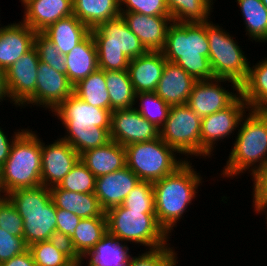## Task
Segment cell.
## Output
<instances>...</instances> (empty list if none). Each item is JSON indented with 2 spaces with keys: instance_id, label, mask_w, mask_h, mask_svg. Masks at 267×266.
Segmentation results:
<instances>
[{
  "instance_id": "6da1fadb",
  "label": "cell",
  "mask_w": 267,
  "mask_h": 266,
  "mask_svg": "<svg viewBox=\"0 0 267 266\" xmlns=\"http://www.w3.org/2000/svg\"><path fill=\"white\" fill-rule=\"evenodd\" d=\"M52 116L57 117L65 129L60 138L79 155L110 141L111 111L92 106L74 93L52 112Z\"/></svg>"
},
{
  "instance_id": "7a4b0ae2",
  "label": "cell",
  "mask_w": 267,
  "mask_h": 266,
  "mask_svg": "<svg viewBox=\"0 0 267 266\" xmlns=\"http://www.w3.org/2000/svg\"><path fill=\"white\" fill-rule=\"evenodd\" d=\"M192 164L185 161L173 173L153 182L156 218L169 236L174 235V228L184 220L188 206L197 198L198 189L204 186L205 179Z\"/></svg>"
},
{
  "instance_id": "3957f363",
  "label": "cell",
  "mask_w": 267,
  "mask_h": 266,
  "mask_svg": "<svg viewBox=\"0 0 267 266\" xmlns=\"http://www.w3.org/2000/svg\"><path fill=\"white\" fill-rule=\"evenodd\" d=\"M233 146L219 178L248 177L267 164V111L248 110L236 132ZM250 174V175H249Z\"/></svg>"
},
{
  "instance_id": "277c9868",
  "label": "cell",
  "mask_w": 267,
  "mask_h": 266,
  "mask_svg": "<svg viewBox=\"0 0 267 266\" xmlns=\"http://www.w3.org/2000/svg\"><path fill=\"white\" fill-rule=\"evenodd\" d=\"M162 53L167 61L179 65L196 81L215 78L208 58L206 22H172L167 29Z\"/></svg>"
},
{
  "instance_id": "5b68a950",
  "label": "cell",
  "mask_w": 267,
  "mask_h": 266,
  "mask_svg": "<svg viewBox=\"0 0 267 266\" xmlns=\"http://www.w3.org/2000/svg\"><path fill=\"white\" fill-rule=\"evenodd\" d=\"M27 127L12 144L9 157L0 170V190L10 192L42 185L40 133Z\"/></svg>"
},
{
  "instance_id": "8992f818",
  "label": "cell",
  "mask_w": 267,
  "mask_h": 266,
  "mask_svg": "<svg viewBox=\"0 0 267 266\" xmlns=\"http://www.w3.org/2000/svg\"><path fill=\"white\" fill-rule=\"evenodd\" d=\"M23 219V238L30 245L49 240L56 230L57 208L48 187L17 189L6 195Z\"/></svg>"
},
{
  "instance_id": "52a82bcc",
  "label": "cell",
  "mask_w": 267,
  "mask_h": 266,
  "mask_svg": "<svg viewBox=\"0 0 267 266\" xmlns=\"http://www.w3.org/2000/svg\"><path fill=\"white\" fill-rule=\"evenodd\" d=\"M90 32L97 47L99 69L127 70L131 59L147 52L122 16L102 22Z\"/></svg>"
},
{
  "instance_id": "ba28073f",
  "label": "cell",
  "mask_w": 267,
  "mask_h": 266,
  "mask_svg": "<svg viewBox=\"0 0 267 266\" xmlns=\"http://www.w3.org/2000/svg\"><path fill=\"white\" fill-rule=\"evenodd\" d=\"M107 232L121 242L145 249H155L169 244L170 237L157 221L155 213L129 210L122 205L105 212Z\"/></svg>"
},
{
  "instance_id": "9c48e42d",
  "label": "cell",
  "mask_w": 267,
  "mask_h": 266,
  "mask_svg": "<svg viewBox=\"0 0 267 266\" xmlns=\"http://www.w3.org/2000/svg\"><path fill=\"white\" fill-rule=\"evenodd\" d=\"M206 33L214 77L229 79L241 86L247 79L250 64L245 51L228 30L211 19L206 22Z\"/></svg>"
},
{
  "instance_id": "30bf717a",
  "label": "cell",
  "mask_w": 267,
  "mask_h": 266,
  "mask_svg": "<svg viewBox=\"0 0 267 266\" xmlns=\"http://www.w3.org/2000/svg\"><path fill=\"white\" fill-rule=\"evenodd\" d=\"M126 166L141 180L155 182L173 173L186 160L160 137L125 146ZM178 156V157H177Z\"/></svg>"
},
{
  "instance_id": "8fae6325",
  "label": "cell",
  "mask_w": 267,
  "mask_h": 266,
  "mask_svg": "<svg viewBox=\"0 0 267 266\" xmlns=\"http://www.w3.org/2000/svg\"><path fill=\"white\" fill-rule=\"evenodd\" d=\"M201 121L187 104L171 106L160 128V138L186 161L200 159Z\"/></svg>"
},
{
  "instance_id": "7c38bea8",
  "label": "cell",
  "mask_w": 267,
  "mask_h": 266,
  "mask_svg": "<svg viewBox=\"0 0 267 266\" xmlns=\"http://www.w3.org/2000/svg\"><path fill=\"white\" fill-rule=\"evenodd\" d=\"M248 104L240 94L228 107L202 117L200 132V158L211 159L218 143L233 139L243 116L248 112ZM235 133V134H234ZM232 135V137H230ZM225 141H224V140ZM215 151V152H214Z\"/></svg>"
},
{
  "instance_id": "4fadbf2b",
  "label": "cell",
  "mask_w": 267,
  "mask_h": 266,
  "mask_svg": "<svg viewBox=\"0 0 267 266\" xmlns=\"http://www.w3.org/2000/svg\"><path fill=\"white\" fill-rule=\"evenodd\" d=\"M240 94V86L232 80L221 78L200 80L193 85L187 105L202 118L228 107Z\"/></svg>"
},
{
  "instance_id": "5bb4252c",
  "label": "cell",
  "mask_w": 267,
  "mask_h": 266,
  "mask_svg": "<svg viewBox=\"0 0 267 266\" xmlns=\"http://www.w3.org/2000/svg\"><path fill=\"white\" fill-rule=\"evenodd\" d=\"M35 94L21 107L30 106L51 113L70 95L74 93V85L68 76L55 71L48 64L39 61L37 69Z\"/></svg>"
},
{
  "instance_id": "9a60e30c",
  "label": "cell",
  "mask_w": 267,
  "mask_h": 266,
  "mask_svg": "<svg viewBox=\"0 0 267 266\" xmlns=\"http://www.w3.org/2000/svg\"><path fill=\"white\" fill-rule=\"evenodd\" d=\"M160 137V129L146 120L134 107L111 112L110 140L127 146Z\"/></svg>"
},
{
  "instance_id": "2e32d148",
  "label": "cell",
  "mask_w": 267,
  "mask_h": 266,
  "mask_svg": "<svg viewBox=\"0 0 267 266\" xmlns=\"http://www.w3.org/2000/svg\"><path fill=\"white\" fill-rule=\"evenodd\" d=\"M39 55L35 47L22 55L5 71L11 103L21 107L35 94Z\"/></svg>"
},
{
  "instance_id": "e0dca14e",
  "label": "cell",
  "mask_w": 267,
  "mask_h": 266,
  "mask_svg": "<svg viewBox=\"0 0 267 266\" xmlns=\"http://www.w3.org/2000/svg\"><path fill=\"white\" fill-rule=\"evenodd\" d=\"M41 181L45 187L58 185L79 160V153L60 137L52 143L41 140Z\"/></svg>"
},
{
  "instance_id": "ac0fdd59",
  "label": "cell",
  "mask_w": 267,
  "mask_h": 266,
  "mask_svg": "<svg viewBox=\"0 0 267 266\" xmlns=\"http://www.w3.org/2000/svg\"><path fill=\"white\" fill-rule=\"evenodd\" d=\"M140 179L127 167L96 178L94 194L104 212L120 206Z\"/></svg>"
},
{
  "instance_id": "d6986e66",
  "label": "cell",
  "mask_w": 267,
  "mask_h": 266,
  "mask_svg": "<svg viewBox=\"0 0 267 266\" xmlns=\"http://www.w3.org/2000/svg\"><path fill=\"white\" fill-rule=\"evenodd\" d=\"M129 29L147 51H162L171 16H147L136 12H120Z\"/></svg>"
},
{
  "instance_id": "ffe728a7",
  "label": "cell",
  "mask_w": 267,
  "mask_h": 266,
  "mask_svg": "<svg viewBox=\"0 0 267 266\" xmlns=\"http://www.w3.org/2000/svg\"><path fill=\"white\" fill-rule=\"evenodd\" d=\"M17 22L0 26V69L4 71L34 47L36 32L22 21Z\"/></svg>"
},
{
  "instance_id": "44dd1931",
  "label": "cell",
  "mask_w": 267,
  "mask_h": 266,
  "mask_svg": "<svg viewBox=\"0 0 267 266\" xmlns=\"http://www.w3.org/2000/svg\"><path fill=\"white\" fill-rule=\"evenodd\" d=\"M21 21L42 33L56 21L73 15V0H30L25 3Z\"/></svg>"
},
{
  "instance_id": "7402d4cb",
  "label": "cell",
  "mask_w": 267,
  "mask_h": 266,
  "mask_svg": "<svg viewBox=\"0 0 267 266\" xmlns=\"http://www.w3.org/2000/svg\"><path fill=\"white\" fill-rule=\"evenodd\" d=\"M165 64L162 51H147L131 59L127 71L135 93L156 91Z\"/></svg>"
},
{
  "instance_id": "603a6c76",
  "label": "cell",
  "mask_w": 267,
  "mask_h": 266,
  "mask_svg": "<svg viewBox=\"0 0 267 266\" xmlns=\"http://www.w3.org/2000/svg\"><path fill=\"white\" fill-rule=\"evenodd\" d=\"M195 82L196 80L179 65L166 60L155 92L170 106L187 104Z\"/></svg>"
},
{
  "instance_id": "cb8c5ba5",
  "label": "cell",
  "mask_w": 267,
  "mask_h": 266,
  "mask_svg": "<svg viewBox=\"0 0 267 266\" xmlns=\"http://www.w3.org/2000/svg\"><path fill=\"white\" fill-rule=\"evenodd\" d=\"M79 159L98 178L126 166L125 147L110 140L103 146L81 153Z\"/></svg>"
},
{
  "instance_id": "d4e9b609",
  "label": "cell",
  "mask_w": 267,
  "mask_h": 266,
  "mask_svg": "<svg viewBox=\"0 0 267 266\" xmlns=\"http://www.w3.org/2000/svg\"><path fill=\"white\" fill-rule=\"evenodd\" d=\"M65 62L73 85L98 69L97 47L91 32L65 55Z\"/></svg>"
},
{
  "instance_id": "484cf974",
  "label": "cell",
  "mask_w": 267,
  "mask_h": 266,
  "mask_svg": "<svg viewBox=\"0 0 267 266\" xmlns=\"http://www.w3.org/2000/svg\"><path fill=\"white\" fill-rule=\"evenodd\" d=\"M49 189L56 208L69 211L81 219L106 217L94 193L72 192L61 189L57 185Z\"/></svg>"
},
{
  "instance_id": "4316f807",
  "label": "cell",
  "mask_w": 267,
  "mask_h": 266,
  "mask_svg": "<svg viewBox=\"0 0 267 266\" xmlns=\"http://www.w3.org/2000/svg\"><path fill=\"white\" fill-rule=\"evenodd\" d=\"M60 51L67 55L89 33L90 29L74 15L60 19L42 32Z\"/></svg>"
},
{
  "instance_id": "83f0119b",
  "label": "cell",
  "mask_w": 267,
  "mask_h": 266,
  "mask_svg": "<svg viewBox=\"0 0 267 266\" xmlns=\"http://www.w3.org/2000/svg\"><path fill=\"white\" fill-rule=\"evenodd\" d=\"M129 246V244L119 241L107 232L93 250L83 258V265L126 266L131 256L129 250L132 247Z\"/></svg>"
},
{
  "instance_id": "f1b7e54d",
  "label": "cell",
  "mask_w": 267,
  "mask_h": 266,
  "mask_svg": "<svg viewBox=\"0 0 267 266\" xmlns=\"http://www.w3.org/2000/svg\"><path fill=\"white\" fill-rule=\"evenodd\" d=\"M241 95L249 109L267 111V57L249 64L247 79L240 86Z\"/></svg>"
},
{
  "instance_id": "f546056e",
  "label": "cell",
  "mask_w": 267,
  "mask_h": 266,
  "mask_svg": "<svg viewBox=\"0 0 267 266\" xmlns=\"http://www.w3.org/2000/svg\"><path fill=\"white\" fill-rule=\"evenodd\" d=\"M73 15L92 29L121 16L120 0H73Z\"/></svg>"
},
{
  "instance_id": "4dcf8cb0",
  "label": "cell",
  "mask_w": 267,
  "mask_h": 266,
  "mask_svg": "<svg viewBox=\"0 0 267 266\" xmlns=\"http://www.w3.org/2000/svg\"><path fill=\"white\" fill-rule=\"evenodd\" d=\"M243 17L245 35L255 44L267 43V9L261 0H235Z\"/></svg>"
},
{
  "instance_id": "1f68e13d",
  "label": "cell",
  "mask_w": 267,
  "mask_h": 266,
  "mask_svg": "<svg viewBox=\"0 0 267 266\" xmlns=\"http://www.w3.org/2000/svg\"><path fill=\"white\" fill-rule=\"evenodd\" d=\"M216 0H166L174 23H204L212 19Z\"/></svg>"
},
{
  "instance_id": "d6a6232c",
  "label": "cell",
  "mask_w": 267,
  "mask_h": 266,
  "mask_svg": "<svg viewBox=\"0 0 267 266\" xmlns=\"http://www.w3.org/2000/svg\"><path fill=\"white\" fill-rule=\"evenodd\" d=\"M74 94L86 103L110 110L105 70L97 69L74 85Z\"/></svg>"
},
{
  "instance_id": "836d02e7",
  "label": "cell",
  "mask_w": 267,
  "mask_h": 266,
  "mask_svg": "<svg viewBox=\"0 0 267 266\" xmlns=\"http://www.w3.org/2000/svg\"><path fill=\"white\" fill-rule=\"evenodd\" d=\"M110 111L134 107L135 91L127 70L105 71Z\"/></svg>"
},
{
  "instance_id": "e575fe53",
  "label": "cell",
  "mask_w": 267,
  "mask_h": 266,
  "mask_svg": "<svg viewBox=\"0 0 267 266\" xmlns=\"http://www.w3.org/2000/svg\"><path fill=\"white\" fill-rule=\"evenodd\" d=\"M106 233V217L81 219L75 228V233L72 237L77 253L82 258L86 257Z\"/></svg>"
},
{
  "instance_id": "d590c367",
  "label": "cell",
  "mask_w": 267,
  "mask_h": 266,
  "mask_svg": "<svg viewBox=\"0 0 267 266\" xmlns=\"http://www.w3.org/2000/svg\"><path fill=\"white\" fill-rule=\"evenodd\" d=\"M134 108L146 120L153 123L160 129L168 118L171 106L162 100L155 91H153L135 93Z\"/></svg>"
},
{
  "instance_id": "8d00e7d4",
  "label": "cell",
  "mask_w": 267,
  "mask_h": 266,
  "mask_svg": "<svg viewBox=\"0 0 267 266\" xmlns=\"http://www.w3.org/2000/svg\"><path fill=\"white\" fill-rule=\"evenodd\" d=\"M171 245L169 243L159 248L146 249L136 256L131 254L126 266H177L179 251H175L177 247Z\"/></svg>"
},
{
  "instance_id": "74e56055",
  "label": "cell",
  "mask_w": 267,
  "mask_h": 266,
  "mask_svg": "<svg viewBox=\"0 0 267 266\" xmlns=\"http://www.w3.org/2000/svg\"><path fill=\"white\" fill-rule=\"evenodd\" d=\"M95 185L96 177L79 159L57 186L72 192L94 193Z\"/></svg>"
},
{
  "instance_id": "f35d334b",
  "label": "cell",
  "mask_w": 267,
  "mask_h": 266,
  "mask_svg": "<svg viewBox=\"0 0 267 266\" xmlns=\"http://www.w3.org/2000/svg\"><path fill=\"white\" fill-rule=\"evenodd\" d=\"M129 210L142 211V213H155L154 189L150 181H140L121 204Z\"/></svg>"
},
{
  "instance_id": "ab89813d",
  "label": "cell",
  "mask_w": 267,
  "mask_h": 266,
  "mask_svg": "<svg viewBox=\"0 0 267 266\" xmlns=\"http://www.w3.org/2000/svg\"><path fill=\"white\" fill-rule=\"evenodd\" d=\"M36 266H76L66 255L57 250L49 240L28 247Z\"/></svg>"
},
{
  "instance_id": "60d3db41",
  "label": "cell",
  "mask_w": 267,
  "mask_h": 266,
  "mask_svg": "<svg viewBox=\"0 0 267 266\" xmlns=\"http://www.w3.org/2000/svg\"><path fill=\"white\" fill-rule=\"evenodd\" d=\"M34 47L38 52L40 61L48 64L55 71L67 75L65 55L61 54L43 33H36Z\"/></svg>"
},
{
  "instance_id": "b9f144b4",
  "label": "cell",
  "mask_w": 267,
  "mask_h": 266,
  "mask_svg": "<svg viewBox=\"0 0 267 266\" xmlns=\"http://www.w3.org/2000/svg\"><path fill=\"white\" fill-rule=\"evenodd\" d=\"M0 228L14 236L23 237V219L7 196L0 200Z\"/></svg>"
},
{
  "instance_id": "7bdbcfd3",
  "label": "cell",
  "mask_w": 267,
  "mask_h": 266,
  "mask_svg": "<svg viewBox=\"0 0 267 266\" xmlns=\"http://www.w3.org/2000/svg\"><path fill=\"white\" fill-rule=\"evenodd\" d=\"M120 12H136L147 16H170L166 0H120Z\"/></svg>"
},
{
  "instance_id": "ee69618b",
  "label": "cell",
  "mask_w": 267,
  "mask_h": 266,
  "mask_svg": "<svg viewBox=\"0 0 267 266\" xmlns=\"http://www.w3.org/2000/svg\"><path fill=\"white\" fill-rule=\"evenodd\" d=\"M28 250L23 237L14 236L0 228V263Z\"/></svg>"
},
{
  "instance_id": "f6af8a7d",
  "label": "cell",
  "mask_w": 267,
  "mask_h": 266,
  "mask_svg": "<svg viewBox=\"0 0 267 266\" xmlns=\"http://www.w3.org/2000/svg\"><path fill=\"white\" fill-rule=\"evenodd\" d=\"M252 179V207L253 211L258 212L267 204V164L257 170L251 177Z\"/></svg>"
},
{
  "instance_id": "bcb514c9",
  "label": "cell",
  "mask_w": 267,
  "mask_h": 266,
  "mask_svg": "<svg viewBox=\"0 0 267 266\" xmlns=\"http://www.w3.org/2000/svg\"><path fill=\"white\" fill-rule=\"evenodd\" d=\"M52 245L66 255L76 266H83V258L77 253L73 240L67 234L55 230L49 237Z\"/></svg>"
},
{
  "instance_id": "7dc6e473",
  "label": "cell",
  "mask_w": 267,
  "mask_h": 266,
  "mask_svg": "<svg viewBox=\"0 0 267 266\" xmlns=\"http://www.w3.org/2000/svg\"><path fill=\"white\" fill-rule=\"evenodd\" d=\"M56 217V230L67 234L72 238L75 233V228L77 227L81 218L62 208H57Z\"/></svg>"
},
{
  "instance_id": "c3c4849f",
  "label": "cell",
  "mask_w": 267,
  "mask_h": 266,
  "mask_svg": "<svg viewBox=\"0 0 267 266\" xmlns=\"http://www.w3.org/2000/svg\"><path fill=\"white\" fill-rule=\"evenodd\" d=\"M1 124V123H0ZM26 128L16 129L13 131V135L8 136V132H4L5 129L0 126V170L3 168L5 161L9 157L12 144L15 139L25 130ZM9 137V138H8Z\"/></svg>"
},
{
  "instance_id": "681fc988",
  "label": "cell",
  "mask_w": 267,
  "mask_h": 266,
  "mask_svg": "<svg viewBox=\"0 0 267 266\" xmlns=\"http://www.w3.org/2000/svg\"><path fill=\"white\" fill-rule=\"evenodd\" d=\"M0 266H36L29 250L11 258L8 261L0 263Z\"/></svg>"
},
{
  "instance_id": "f907efd6",
  "label": "cell",
  "mask_w": 267,
  "mask_h": 266,
  "mask_svg": "<svg viewBox=\"0 0 267 266\" xmlns=\"http://www.w3.org/2000/svg\"><path fill=\"white\" fill-rule=\"evenodd\" d=\"M4 101H10V104L12 105L6 86L5 71L0 69V106L3 104Z\"/></svg>"
},
{
  "instance_id": "816d5d0a",
  "label": "cell",
  "mask_w": 267,
  "mask_h": 266,
  "mask_svg": "<svg viewBox=\"0 0 267 266\" xmlns=\"http://www.w3.org/2000/svg\"><path fill=\"white\" fill-rule=\"evenodd\" d=\"M264 214H267V204L258 212L257 216L258 215H262L263 216Z\"/></svg>"
},
{
  "instance_id": "f5cc1de1",
  "label": "cell",
  "mask_w": 267,
  "mask_h": 266,
  "mask_svg": "<svg viewBox=\"0 0 267 266\" xmlns=\"http://www.w3.org/2000/svg\"><path fill=\"white\" fill-rule=\"evenodd\" d=\"M19 1H21V6H23L25 3H27L30 0H19Z\"/></svg>"
},
{
  "instance_id": "db71d44e",
  "label": "cell",
  "mask_w": 267,
  "mask_h": 266,
  "mask_svg": "<svg viewBox=\"0 0 267 266\" xmlns=\"http://www.w3.org/2000/svg\"><path fill=\"white\" fill-rule=\"evenodd\" d=\"M261 2L263 3V5L266 7L267 9V0H261Z\"/></svg>"
},
{
  "instance_id": "11a10c76",
  "label": "cell",
  "mask_w": 267,
  "mask_h": 266,
  "mask_svg": "<svg viewBox=\"0 0 267 266\" xmlns=\"http://www.w3.org/2000/svg\"><path fill=\"white\" fill-rule=\"evenodd\" d=\"M265 219H266V221H264L265 222V224H266V226H267V214H265ZM267 228V227H266ZM267 230V229H266Z\"/></svg>"
},
{
  "instance_id": "9f6ffc18",
  "label": "cell",
  "mask_w": 267,
  "mask_h": 266,
  "mask_svg": "<svg viewBox=\"0 0 267 266\" xmlns=\"http://www.w3.org/2000/svg\"><path fill=\"white\" fill-rule=\"evenodd\" d=\"M4 196V194L2 193V191H0V200L1 198Z\"/></svg>"
}]
</instances>
